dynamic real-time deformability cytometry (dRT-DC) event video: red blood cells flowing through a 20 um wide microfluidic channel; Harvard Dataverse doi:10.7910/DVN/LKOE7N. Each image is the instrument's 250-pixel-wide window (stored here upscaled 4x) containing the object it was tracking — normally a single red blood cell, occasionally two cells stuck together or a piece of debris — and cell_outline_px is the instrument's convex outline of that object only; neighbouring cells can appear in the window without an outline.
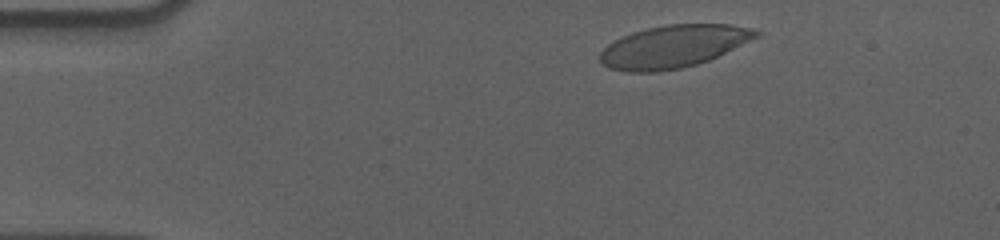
{"species": "human", "species_latin": "Homo sapiens", "temperature_condition": "cold", "stored_images_in_passage": 51, "camera_frame_rate_fps": 3000, "um_per_image_px": 0.085, "donor": {"sex": "male"}, "frame": {"image": 1, "passage_image": 3, "time_ms": 0.667, "image_size_px": [1000, 240], "cell_outline_px": [[760, 36], [708, 60], [696, 64], [680, 68], [656, 72], [624, 72], [608, 68], [600, 60], [600, 52], [608, 44], [632, 32], [648, 28], [668, 24], [732, 24], [752, 28], [760, 32]], "centroid_in_image_um": [57.24, 3.95], "position_along_channel_um": 27.8, "area_um2": 38.44}}
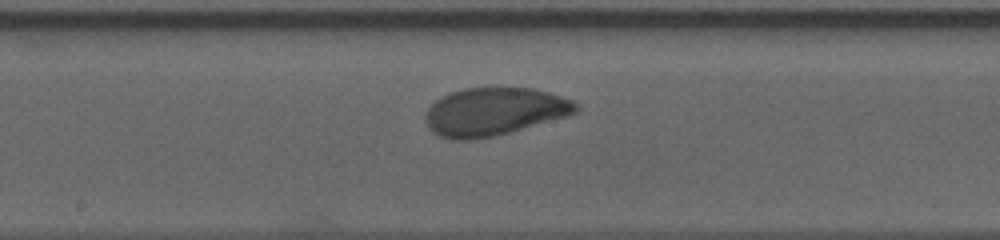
{"frame": {"image": 2, "passage_image": 24, "time_ms": 7.667, "image_size_px": [1000, 240], "cell_outline_px": [[580, 108], [576, 112], [564, 116], [508, 132], [476, 140], [452, 140], [440, 136], [432, 132], [428, 128], [424, 120], [424, 116], [428, 108], [440, 96], [448, 92], [464, 88], [532, 88], [548, 92], [572, 100], [580, 104]], "centroid_in_image_um": [41.94, 9.48], "position_along_channel_um": 206.3, "area_um2": 41.91}}
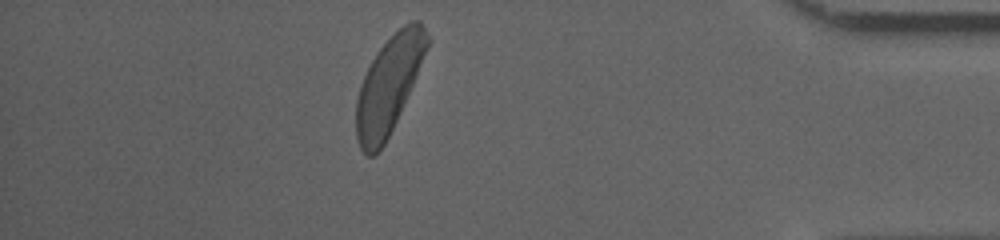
{"frame": {"image": 3, "passage_image": 44, "time_ms": 14.333, "image_size_px": [1000, 240], "cell_outline_px": [[428, 44], [412, 84], [400, 112], [384, 144], [372, 156], [368, 156], [360, 148], [356, 136], [356, 100], [360, 84], [372, 60], [380, 48], [404, 24], [412, 20], [420, 20], [428, 36]], "centroid_in_image_um": [33.01, 7.24], "position_along_channel_um": 402.2, "area_um2": 38.78}, "authors_computed_cell_mechanics": {"area_um2": 40.6334, "velocity_mm_per_s": 3.539, "shape_relaxation_time_tau1_ms": 2.9954, "shape_relaxation_time_tau2_ms": 2.0523, "deformation_change_tau1": 0.1339, "deformation_change_tau2": 0.0615}}